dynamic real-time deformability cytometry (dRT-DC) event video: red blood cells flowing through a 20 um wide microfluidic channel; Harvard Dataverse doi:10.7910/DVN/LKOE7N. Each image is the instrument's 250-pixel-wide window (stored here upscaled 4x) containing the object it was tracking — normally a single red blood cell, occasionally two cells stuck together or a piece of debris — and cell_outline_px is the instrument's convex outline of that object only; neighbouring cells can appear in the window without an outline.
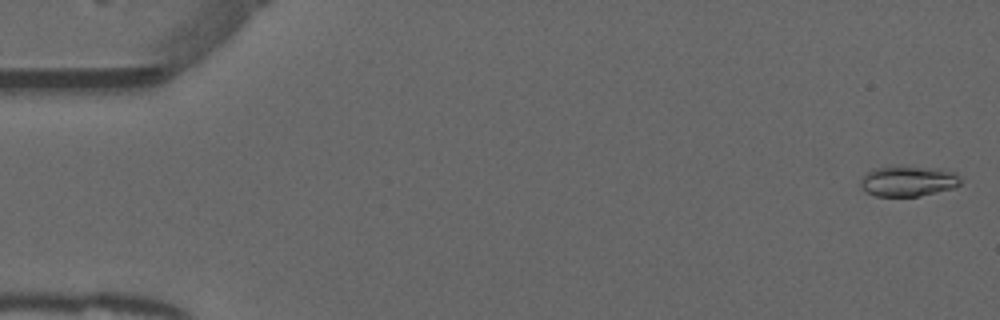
{"species": "common noctule bat (a hibernating species)", "species_latin": "Nyctalus noctula", "temperature_condition": "warm", "stored_images_in_passage": 53, "camera_frame_rate_fps": 3000, "um_per_image_px": 0.085, "animal": {"sex": "male", "forearm_length_mm": 52.5}, "frame": {"image": 1, "passage_image": 2, "time_ms": 0.333, "image_size_px": [1000, 320], "cell_outline_px": [[960, 184], [956, 188], [920, 196], [876, 196], [860, 188], [860, 180], [872, 168], [888, 164], [940, 168], [956, 172], [960, 176]], "centroid_in_image_um": [77.2, 15.36], "position_along_channel_um": 7.8, "area_um2": 18.5}}
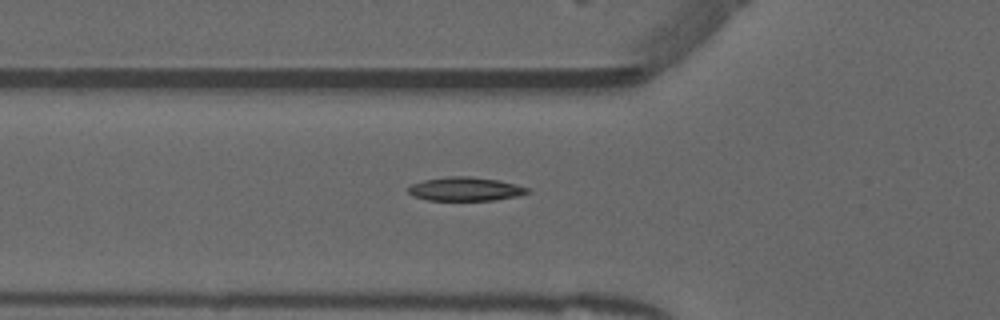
{"frame": {"image": 2, "passage_image": 19, "time_ms": 6.0, "image_size_px": [1000, 320], "cell_outline_px": [[532, 192], [516, 196], [492, 200], [428, 200], [412, 196], [408, 192], [408, 188], [412, 184], [424, 180], [448, 176], [468, 176], [500, 180], [528, 188]], "centroid_in_image_um": [39.54, 16.06], "position_along_channel_um": 86.3, "area_um2": 16.42}}
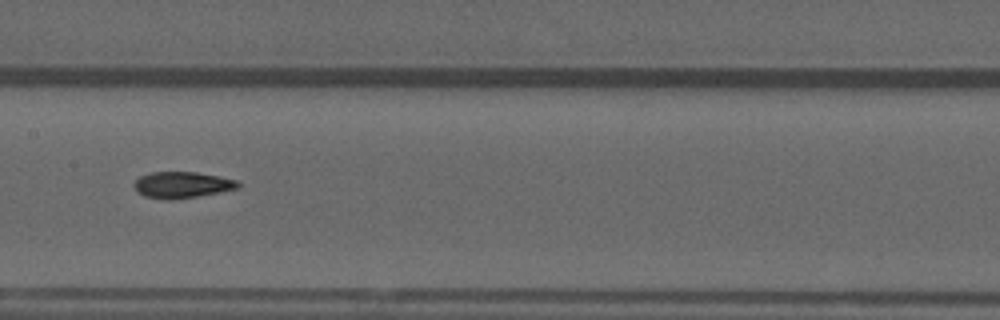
{"frame": {"image": 3, "passage_image": 27, "time_ms": 8.667, "image_size_px": [1000, 320], "cell_outline_px": [[240, 184], [236, 188], [220, 192], [172, 200], [164, 200], [144, 196], [136, 192], [132, 184], [140, 176], [152, 172], [196, 172], [220, 176], [240, 180]], "centroid_in_image_um": [15.45, 15.71], "position_along_channel_um": 192.0, "area_um2": 16.07}, "authors_computed_cell_mechanics": {"area_um2": 16.0684, "velocity_mm_per_s": 3.941, "shape_relaxation_time_tau1_ms": 6.761, "shape_relaxation_time_tau2_ms": 6.1291, "deformation_change_tau1": 0.2004, "deformation_change_tau2": 0.121}}